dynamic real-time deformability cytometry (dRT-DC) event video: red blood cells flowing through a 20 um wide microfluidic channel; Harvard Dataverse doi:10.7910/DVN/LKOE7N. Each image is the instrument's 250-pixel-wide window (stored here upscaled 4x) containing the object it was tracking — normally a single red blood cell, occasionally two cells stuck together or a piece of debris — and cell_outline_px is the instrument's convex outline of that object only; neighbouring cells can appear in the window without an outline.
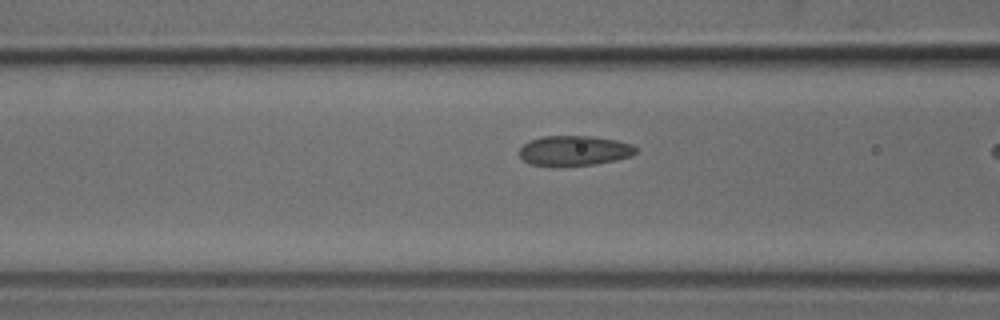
{"species": "common noctule bat (a hibernating species)", "species_latin": "Nyctalus noctula", "temperature_condition": "cold", "stored_images_in_passage": 10, "camera_frame_rate_fps": 3000, "um_per_image_px": 0.085, "animal": {"sex": "male", "body_mass_g": 18.8}, "frame": {"image": 1, "passage_image": 9, "time_ms": 2.667, "image_size_px": [1000, 320], "cell_outline_px": [[636, 152], [632, 156], [616, 160], [596, 164], [528, 164], [516, 152], [524, 144], [532, 140], [544, 136], [592, 136], [616, 140], [632, 144], [636, 148]], "centroid_in_image_um": [48.83, 12.78], "position_along_channel_um": 117.8, "area_um2": 19.94}}